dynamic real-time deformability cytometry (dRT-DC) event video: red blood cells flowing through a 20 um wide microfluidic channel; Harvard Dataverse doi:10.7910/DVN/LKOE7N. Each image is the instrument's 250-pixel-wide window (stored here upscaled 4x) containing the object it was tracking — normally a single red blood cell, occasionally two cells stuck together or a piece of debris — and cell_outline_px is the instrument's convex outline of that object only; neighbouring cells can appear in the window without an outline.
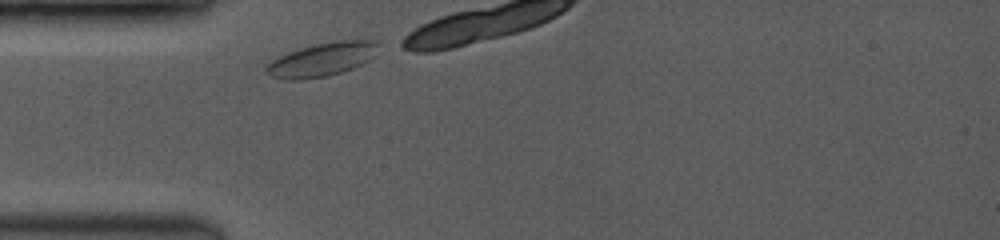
{"species": "common noctule bat (a hibernating species)", "species_latin": "Nyctalus noctula", "temperature_condition": "room temperature", "stored_images_in_passage": 5, "camera_frame_rate_fps": 3500, "um_per_image_px": 0.085, "animal": {"sex": "female", "body_mass_g": 19.0, "forearm_length_mm": 53.3}, "frame": {"image": 1, "passage_image": 1, "time_ms": 0.0, "image_size_px": [1000, 240], "cell_outline_px": [[384, 44], [376, 56], [352, 68], [328, 76], [292, 80], [288, 80], [272, 76], [264, 72], [264, 68], [272, 60], [288, 52], [300, 48], [332, 40], [380, 40]], "centroid_in_image_um": [27.46, 5.02], "position_along_channel_um": 57.5, "area_um2": 22.25}}